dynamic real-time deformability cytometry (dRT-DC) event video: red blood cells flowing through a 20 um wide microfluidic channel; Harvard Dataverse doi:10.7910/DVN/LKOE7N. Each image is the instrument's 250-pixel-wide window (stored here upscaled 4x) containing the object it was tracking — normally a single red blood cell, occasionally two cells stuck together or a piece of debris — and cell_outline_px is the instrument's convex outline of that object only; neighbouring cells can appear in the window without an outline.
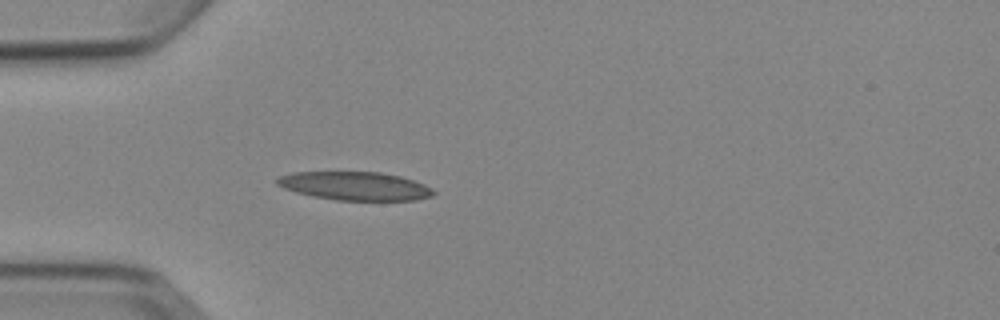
{"species": "Egyptian fruit bat (a non-hibernating species)", "species_latin": "Rousettus aegyptiacus", "temperature_condition": "cold", "stored_images_in_passage": 4, "camera_frame_rate_fps": 3000, "um_per_image_px": 0.085, "animal": {"sex": "female"}, "frame": {"image": 1, "passage_image": 4, "time_ms": 4.333, "image_size_px": [1000, 320], "cell_outline_px": [[436, 192], [432, 196], [416, 200], [336, 200], [296, 192], [284, 188], [276, 184], [276, 180], [280, 176], [292, 172], [380, 172], [400, 176], [424, 184], [432, 188]], "centroid_in_image_um": [30.19, 15.8], "position_along_channel_um": 54.8, "area_um2": 25.78}}